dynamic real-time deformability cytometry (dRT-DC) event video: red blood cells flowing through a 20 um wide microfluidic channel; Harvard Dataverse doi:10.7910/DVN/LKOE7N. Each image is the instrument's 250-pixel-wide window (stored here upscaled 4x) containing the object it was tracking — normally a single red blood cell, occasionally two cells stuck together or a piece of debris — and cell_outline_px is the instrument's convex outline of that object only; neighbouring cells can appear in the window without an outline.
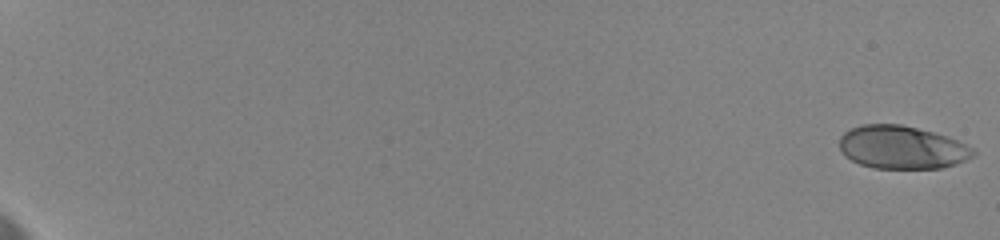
{"species": "human", "species_latin": "Homo sapiens", "temperature_condition": "cold", "stored_images_in_passage": 14, "camera_frame_rate_fps": 3000, "um_per_image_px": 0.085, "donor": {"sex": "female"}, "frame": {"image": 1, "passage_image": 1, "time_ms": 0.0, "image_size_px": [1000, 240], "cell_outline_px": [[976, 156], [956, 164], [940, 168], [872, 168], [860, 164], [844, 156], [840, 152], [840, 136], [844, 132], [860, 124], [900, 124], [948, 136], [972, 148], [976, 152]], "centroid_in_image_um": [76.65, 12.53], "position_along_channel_um": 8.4, "area_um2": 33.64}}
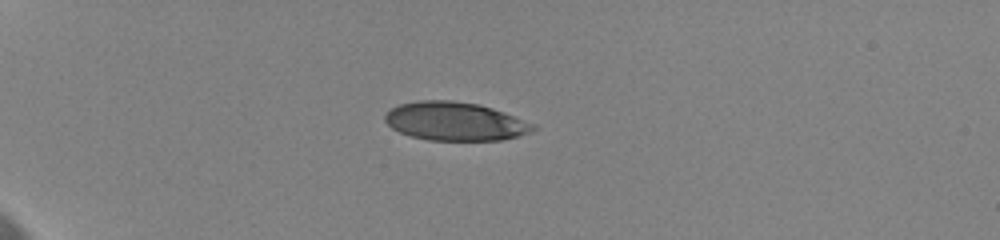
{"frame": {"image": 2, "passage_image": 10, "time_ms": 6.0, "image_size_px": [1000, 240], "cell_outline_px": [[536, 128], [532, 132], [520, 136], [500, 140], [428, 140], [412, 136], [400, 132], [392, 128], [384, 120], [384, 116], [392, 108], [400, 104], [416, 100], [452, 100], [480, 104], [504, 112], [536, 124]], "centroid_in_image_um": [38.71, 10.31], "position_along_channel_um": 46.3, "area_um2": 33.35}}